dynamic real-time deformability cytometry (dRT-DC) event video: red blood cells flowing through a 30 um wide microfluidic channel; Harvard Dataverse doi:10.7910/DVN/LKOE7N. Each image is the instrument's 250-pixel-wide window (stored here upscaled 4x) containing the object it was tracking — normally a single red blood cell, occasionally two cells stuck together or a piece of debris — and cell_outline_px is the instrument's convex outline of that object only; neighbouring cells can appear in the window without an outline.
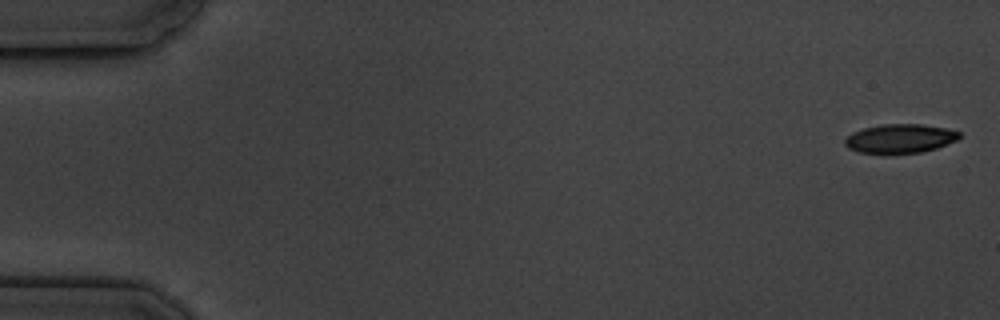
{"species": "common noctule bat (a hibernating species)", "species_latin": "Nyctalus noctula", "temperature_condition": "cold", "stored_images_in_passage": 16, "camera_frame_rate_fps": 3000, "um_per_image_px": 0.085, "animal": {"sex": "male", "body_mass_g": 19.5, "forearm_length_mm": 54.6}, "frame": {"image": 1, "passage_image": 1, "time_ms": 0.0, "image_size_px": [1000, 320], "cell_outline_px": [[960, 136], [956, 140], [936, 148], [920, 152], [888, 156], [884, 156], [860, 152], [848, 148], [844, 144], [844, 140], [852, 132], [864, 128], [880, 124], [920, 124], [944, 128], [960, 132]], "centroid_in_image_um": [76.44, 11.81], "position_along_channel_um": 8.6, "area_um2": 19.77}}
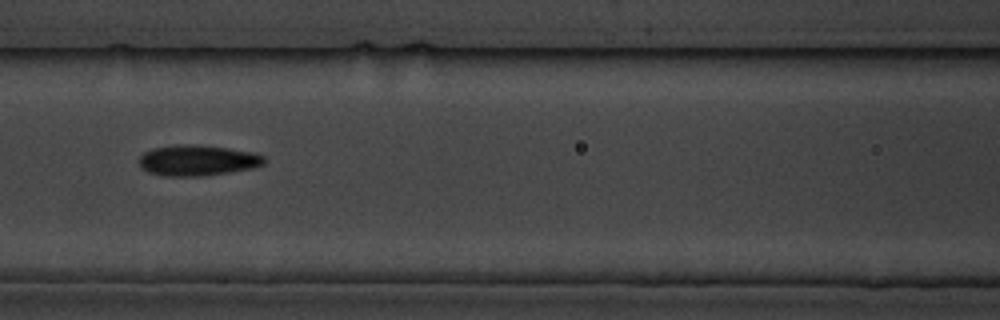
{"frame": {"image": 2, "passage_image": 7, "time_ms": 8.0, "image_size_px": [1000, 320], "cell_outline_px": [[268, 160], [264, 164], [252, 168], [228, 172], [200, 176], [168, 176], [148, 172], [140, 168], [140, 156], [144, 152], [152, 148], [176, 144], [196, 144], [228, 148], [256, 152], [264, 156]], "centroid_in_image_um": [16.81, 13.61], "position_along_channel_um": 149.8, "area_um2": 22.6}}
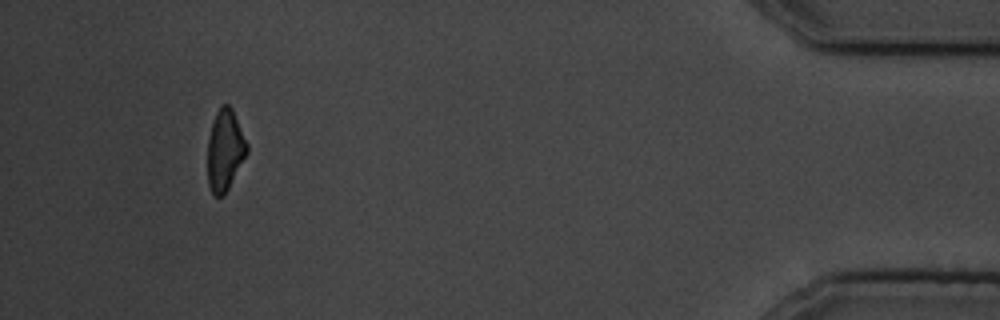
{"frame": {"image": 3, "passage_image": 15, "time_ms": 17.333, "image_size_px": [1000, 320], "cell_outline_px": [[248, 152], [224, 196], [216, 196], [212, 192], [208, 184], [208, 140], [212, 124], [216, 112], [220, 104], [228, 104], [232, 108], [248, 144]], "centroid_in_image_um": [19.13, 12.75], "position_along_channel_um": 416.1, "area_um2": 18.55}, "authors_computed_cell_mechanics": {"area_um2": 20.9814, "velocity_mm_per_s": 3.5446, "shape_relaxation_time_tau1_ms": 5.3832, "shape_relaxation_time_tau2_ms": 4.2146, "deformation_change_tau1": 0.1212, "deformation_change_tau2": 0.0911}}